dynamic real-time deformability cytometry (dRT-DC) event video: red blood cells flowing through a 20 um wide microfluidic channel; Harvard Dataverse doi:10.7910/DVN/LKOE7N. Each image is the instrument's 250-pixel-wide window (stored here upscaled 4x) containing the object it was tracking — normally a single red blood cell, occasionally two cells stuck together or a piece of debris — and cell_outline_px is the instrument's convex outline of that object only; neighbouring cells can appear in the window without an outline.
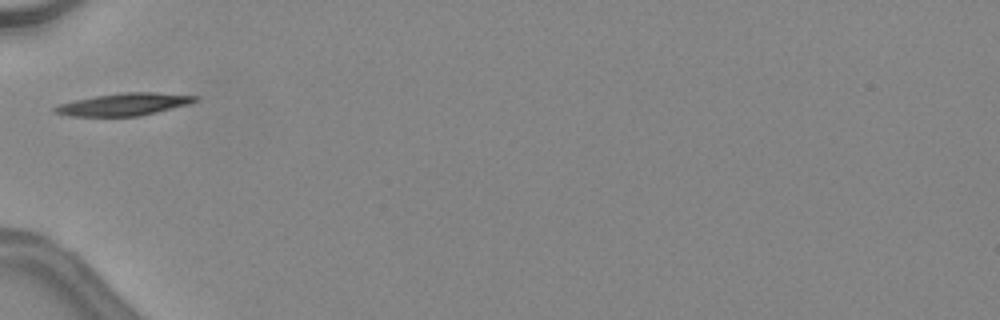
{"species": "common noctule bat (a hibernating species)", "species_latin": "Nyctalus noctula", "temperature_condition": "warm", "stored_images_in_passage": 30, "camera_frame_rate_fps": 3000, "um_per_image_px": 0.085, "animal": {"sex": "female", "body_mass_g": 24.6, "forearm_length_mm": 56.2}, "frame": {"image": 1, "passage_image": 1, "time_ms": 0.0, "image_size_px": [1000, 320], "cell_outline_px": [[200, 100], [188, 104], [140, 116], [68, 116], [52, 112], [52, 108], [60, 104], [76, 100], [96, 96], [124, 92], [152, 92], [200, 96]], "centroid_in_image_um": [10.55, 8.87], "position_along_channel_um": 74.5, "area_um2": 18.21}, "authors_computed_cell_mechanics": {"area_um2": 17.5423, "velocity_mm_per_s": 4.5119, "shape_relaxation_time_tau1_ms": 4.787, "shape_relaxation_time_tau2_ms": 3.3115, "deformation_change_tau1": 0.1873, "deformation_change_tau2": 0.0959}}